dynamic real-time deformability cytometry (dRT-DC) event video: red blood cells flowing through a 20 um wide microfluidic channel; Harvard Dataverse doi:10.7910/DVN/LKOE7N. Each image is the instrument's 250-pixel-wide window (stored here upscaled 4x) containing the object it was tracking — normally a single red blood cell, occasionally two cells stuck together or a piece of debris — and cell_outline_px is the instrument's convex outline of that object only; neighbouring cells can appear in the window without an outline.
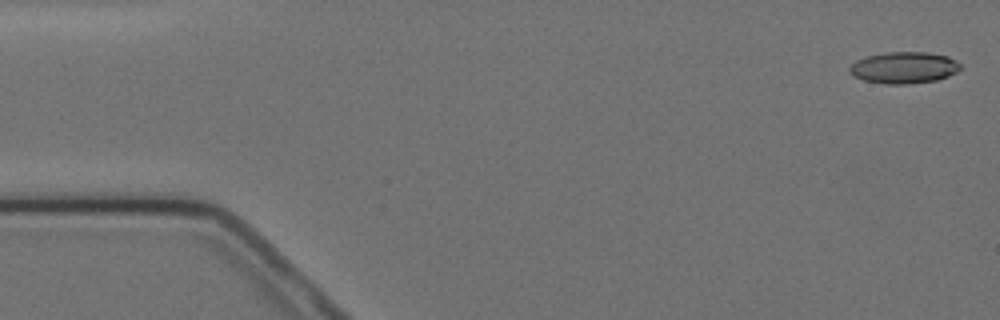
{"species": "Egyptian fruit bat (a non-hibernating species)", "species_latin": "Rousettus aegyptiacus", "temperature_condition": "cold", "stored_images_in_passage": 4, "camera_frame_rate_fps": 3000, "um_per_image_px": 0.085, "animal": {"sex": "female"}, "frame": {"image": 1, "passage_image": 1, "time_ms": 0.0, "image_size_px": [1000, 320], "cell_outline_px": [[960, 68], [956, 72], [948, 76], [936, 80], [904, 84], [884, 84], [864, 80], [852, 76], [848, 72], [848, 68], [856, 60], [868, 56], [888, 52], [924, 52], [948, 56], [956, 60], [960, 64]], "centroid_in_image_um": [76.81, 5.75], "position_along_channel_um": 8.2, "area_um2": 20.35}}
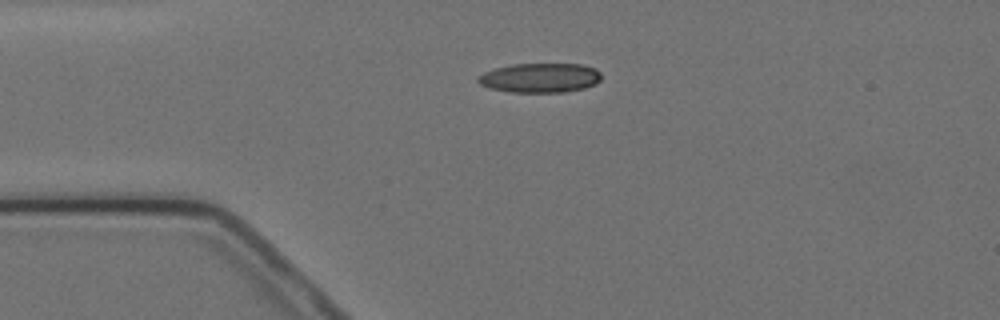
{"frame": {"image": 2, "passage_image": 4, "time_ms": 3.667, "image_size_px": [1000, 320], "cell_outline_px": [[600, 80], [596, 84], [584, 88], [564, 92], [508, 92], [488, 88], [480, 84], [476, 80], [476, 76], [484, 72], [496, 68], [512, 64], [580, 64], [596, 68], [600, 72]], "centroid_in_image_um": [45.88, 6.62], "position_along_channel_um": 39.1, "area_um2": 21.33}}